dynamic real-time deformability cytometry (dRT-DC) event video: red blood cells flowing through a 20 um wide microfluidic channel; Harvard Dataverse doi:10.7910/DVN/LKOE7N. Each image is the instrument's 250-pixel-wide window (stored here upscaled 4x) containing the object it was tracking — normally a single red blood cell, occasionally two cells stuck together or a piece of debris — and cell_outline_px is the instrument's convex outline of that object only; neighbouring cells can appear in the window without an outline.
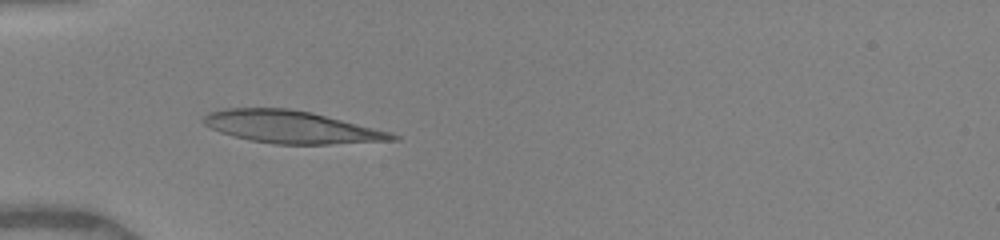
{"species": "human", "species_latin": "Homo sapiens", "temperature_condition": "warm", "stored_images_in_passage": 3, "camera_frame_rate_fps": 3000, "um_per_image_px": 0.085, "donor": {"sex": "female"}, "frame": {"image": 1, "passage_image": 2, "time_ms": 1.0, "image_size_px": [1000, 240], "cell_outline_px": [[400, 140], [328, 144], [272, 144], [232, 136], [220, 132], [204, 124], [200, 120], [208, 112], [224, 108], [288, 108], [312, 112], [392, 132], [400, 136]], "centroid_in_image_um": [24.78, 10.79], "position_along_channel_um": 60.2, "area_um2": 35.84}}